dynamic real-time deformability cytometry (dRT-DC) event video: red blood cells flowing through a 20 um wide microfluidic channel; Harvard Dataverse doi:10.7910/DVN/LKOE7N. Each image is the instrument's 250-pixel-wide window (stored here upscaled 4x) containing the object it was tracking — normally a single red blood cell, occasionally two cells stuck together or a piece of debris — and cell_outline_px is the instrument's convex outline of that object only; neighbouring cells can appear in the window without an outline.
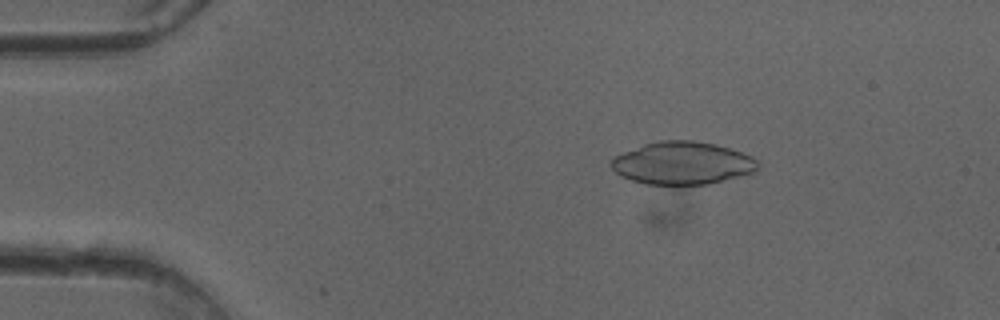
{"species": "common noctule bat (a hibernating species)", "species_latin": "Nyctalus noctula", "temperature_condition": "cold", "stored_images_in_passage": 9, "camera_frame_rate_fps": 3000, "um_per_image_px": 0.085, "animal": {"sex": "female"}, "frame": {"image": 1, "passage_image": 8, "time_ms": 2.333, "image_size_px": [1000, 320], "cell_outline_px": [[756, 172], [708, 184], [644, 184], [620, 176], [612, 168], [612, 160], [616, 156], [624, 152], [644, 144], [660, 140], [692, 140], [716, 144], [752, 156], [756, 160]], "centroid_in_image_um": [58.0, 13.86], "position_along_channel_um": 27.0, "area_um2": 36.13}}